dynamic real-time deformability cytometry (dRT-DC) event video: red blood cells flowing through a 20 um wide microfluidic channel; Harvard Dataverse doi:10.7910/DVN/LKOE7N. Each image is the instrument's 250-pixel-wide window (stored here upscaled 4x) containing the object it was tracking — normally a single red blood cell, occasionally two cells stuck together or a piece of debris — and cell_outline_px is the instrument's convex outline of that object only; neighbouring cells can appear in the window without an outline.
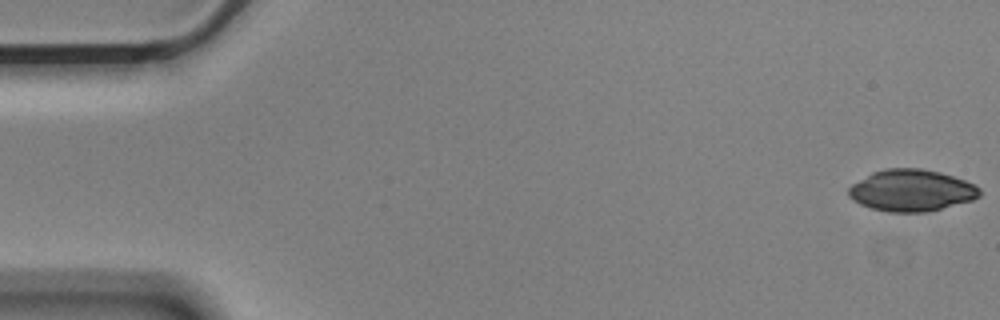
{"species": "Egyptian fruit bat (a non-hibernating species)", "species_latin": "Rousettus aegyptiacus", "temperature_condition": "cold", "stored_images_in_passage": 55, "camera_frame_rate_fps": 3000, "um_per_image_px": 0.085, "animal": {"sex": "male"}, "frame": {"image": 1, "passage_image": 1, "time_ms": 0.0, "image_size_px": [1000, 320], "cell_outline_px": [[980, 196], [972, 200], [924, 212], [888, 212], [872, 208], [860, 204], [848, 196], [848, 188], [852, 184], [872, 172], [884, 168], [920, 168], [940, 172], [976, 184], [980, 188]], "centroid_in_image_um": [77.46, 16.17], "position_along_channel_um": 7.5, "area_um2": 31.73}}
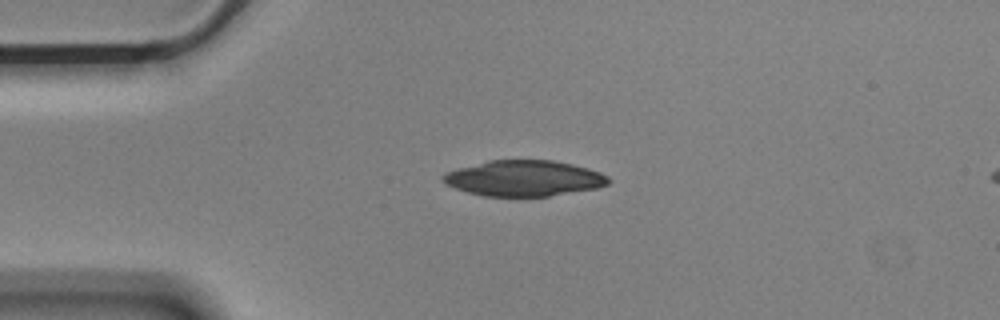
{"frame": {"image": 2, "passage_image": 13, "time_ms": 4.0, "image_size_px": [1000, 320], "cell_outline_px": [[612, 180], [608, 184], [596, 188], [548, 196], [484, 196], [468, 192], [456, 188], [440, 180], [440, 176], [444, 172], [456, 168], [488, 160], [552, 160], [572, 164], [588, 168], [600, 172], [608, 176]], "centroid_in_image_um": [44.51, 15.14], "position_along_channel_um": 40.5, "area_um2": 34.56}}
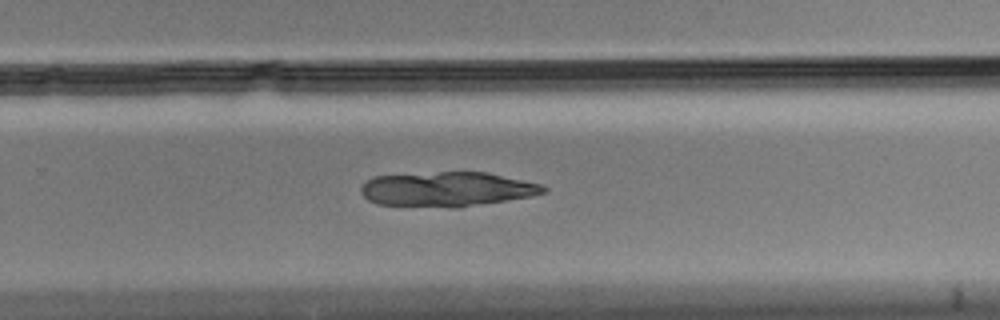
{"frame": {"image": 3, "passage_image": 36, "time_ms": 11.667, "image_size_px": [1000, 320], "cell_outline_px": [[548, 192], [532, 196], [456, 208], [452, 208], [376, 204], [368, 200], [360, 192], [360, 188], [372, 176], [440, 172], [488, 172], [544, 184], [548, 188]], "centroid_in_image_um": [38.04, 16.08], "position_along_channel_um": 291.8, "area_um2": 37.17}}